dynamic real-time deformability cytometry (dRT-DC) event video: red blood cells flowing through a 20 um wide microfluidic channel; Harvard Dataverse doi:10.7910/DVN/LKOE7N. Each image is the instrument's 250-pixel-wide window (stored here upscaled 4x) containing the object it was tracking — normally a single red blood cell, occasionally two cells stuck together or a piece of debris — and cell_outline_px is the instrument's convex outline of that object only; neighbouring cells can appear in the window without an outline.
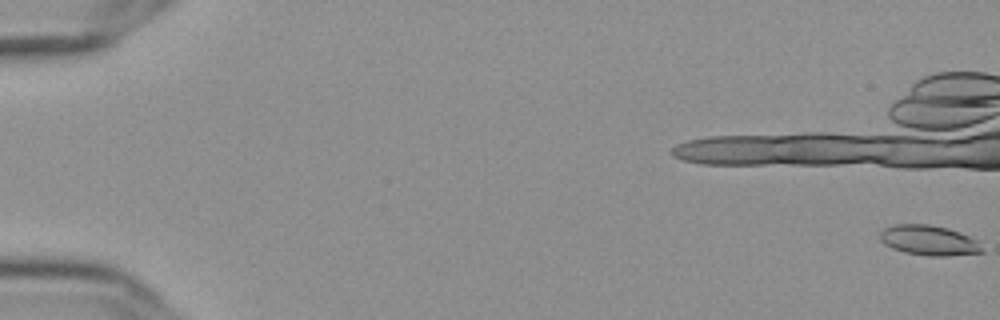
{"species": "Egyptian fruit bat (a non-hibernating species)", "species_latin": "Rousettus aegyptiacus", "temperature_condition": "cold", "stored_images_in_passage": 19, "camera_frame_rate_fps": 3000, "um_per_image_px": 0.085, "frame": {"image": 1, "passage_image": 1, "time_ms": 0.0, "image_size_px": [1000, 320], "cell_outline_px": [[984, 252], [948, 256], [928, 256], [904, 252], [892, 248], [884, 244], [880, 240], [880, 232], [884, 228], [892, 224], [928, 224], [948, 228], [960, 232], [976, 240]], "centroid_in_image_um": [78.92, 20.42], "position_along_channel_um": 6.1, "area_um2": 17.92}}